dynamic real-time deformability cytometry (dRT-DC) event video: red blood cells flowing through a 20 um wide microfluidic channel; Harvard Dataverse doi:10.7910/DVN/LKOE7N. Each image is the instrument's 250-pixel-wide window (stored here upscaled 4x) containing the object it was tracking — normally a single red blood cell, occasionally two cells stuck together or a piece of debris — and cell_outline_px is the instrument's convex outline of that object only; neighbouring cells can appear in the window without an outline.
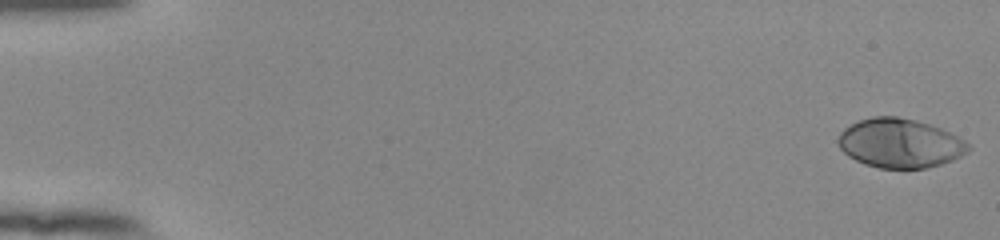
{"species": "human", "species_latin": "Homo sapiens", "temperature_condition": "room temperature", "stored_images_in_passage": 53, "camera_frame_rate_fps": 3000, "um_per_image_px": 0.085, "donor": {"sex": "female"}, "frame": {"image": 1, "passage_image": 1, "time_ms": 0.0, "image_size_px": [1000, 240], "cell_outline_px": [[972, 148], [968, 152], [952, 160], [940, 164], [924, 168], [880, 168], [864, 164], [848, 156], [840, 148], [836, 140], [840, 132], [844, 128], [860, 120], [872, 116], [896, 116], [916, 120], [940, 128], [972, 144]], "centroid_in_image_um": [76.49, 12.17], "position_along_channel_um": 8.5, "area_um2": 37.28}}
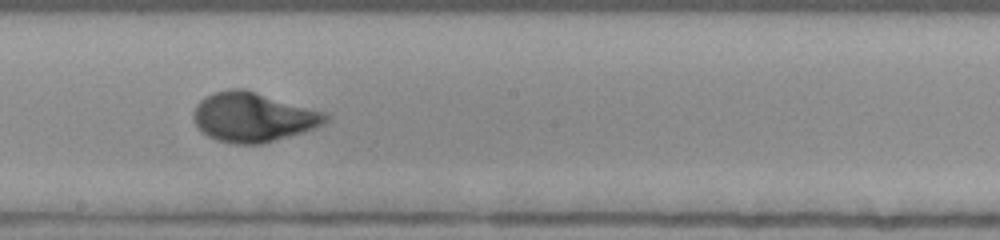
{"frame": {"image": 2, "passage_image": 31, "time_ms": 10.0, "image_size_px": [1000, 240], "cell_outline_px": [[328, 120], [324, 124], [316, 128], [260, 144], [232, 144], [216, 140], [200, 132], [192, 116], [196, 104], [204, 96], [212, 92], [228, 88], [244, 88], [324, 112], [328, 116]], "centroid_in_image_um": [21.46, 9.95], "position_along_channel_um": 226.7, "area_um2": 38.21}}
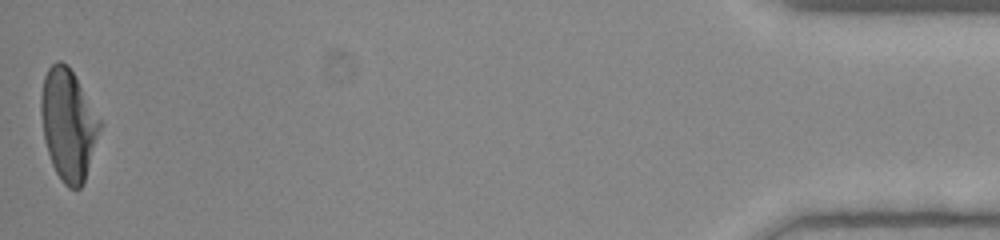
{"frame": {"image": 3, "passage_image": 53, "time_ms": 17.333, "image_size_px": [1000, 240], "cell_outline_px": [[104, 124], [84, 184], [80, 188], [68, 188], [60, 180], [52, 164], [44, 140], [40, 112], [40, 96], [44, 76], [48, 68], [56, 60], [60, 60], [68, 64]], "centroid_in_image_um": [5.83, 10.6], "position_along_channel_um": 429.4, "area_um2": 38.9}, "authors_computed_cell_mechanics": {"area_um2": 37.1654, "velocity_mm_per_s": 3.9428, "shape_relaxation_time_tau1_ms": 3.9366, "shape_relaxation_time_tau2_ms": null, "deformation_change_tau1": 0.2204, "deformation_change_tau2": null}}